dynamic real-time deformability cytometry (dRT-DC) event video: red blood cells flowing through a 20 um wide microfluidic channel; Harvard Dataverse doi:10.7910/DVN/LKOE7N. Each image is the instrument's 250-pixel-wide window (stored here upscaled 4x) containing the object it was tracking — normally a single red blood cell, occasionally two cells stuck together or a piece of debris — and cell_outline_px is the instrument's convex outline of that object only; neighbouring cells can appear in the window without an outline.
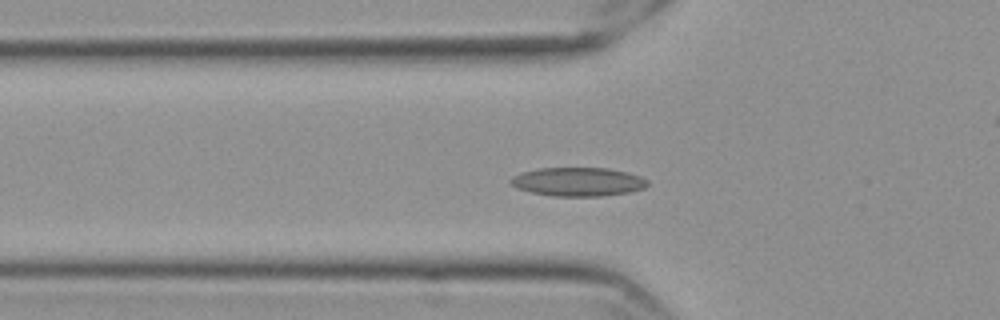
{"species": "Egyptian fruit bat (a non-hibernating species)", "species_latin": "Rousettus aegyptiacus", "temperature_condition": "cold", "stored_images_in_passage": 57, "camera_frame_rate_fps": 3000, "um_per_image_px": 0.085, "frame": {"image": 1, "passage_image": 18, "time_ms": 5.667, "image_size_px": [1000, 320], "cell_outline_px": [[648, 184], [644, 188], [628, 192], [600, 196], [552, 196], [532, 192], [516, 188], [508, 180], [512, 176], [524, 172], [540, 168], [608, 168], [628, 172], [640, 176], [648, 180]], "centroid_in_image_um": [49.13, 15.45], "position_along_channel_um": 76.7, "area_um2": 22.83}}
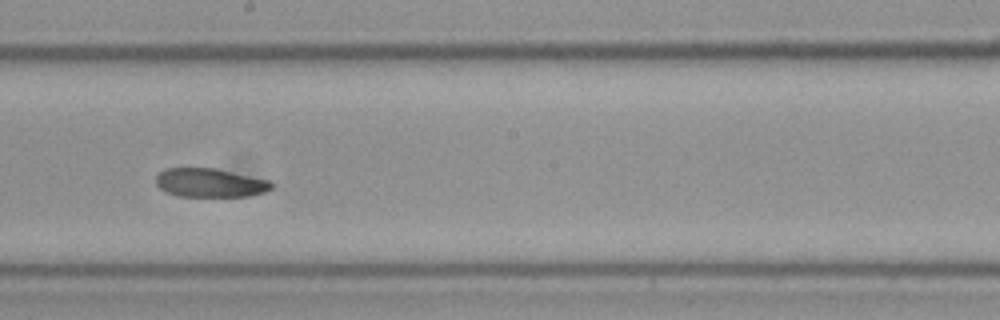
{"frame": {"image": 2, "passage_image": 31, "time_ms": 10.0, "image_size_px": [1000, 320], "cell_outline_px": [[276, 184], [272, 188], [264, 192], [248, 196], [180, 196], [168, 192], [160, 188], [156, 184], [156, 176], [164, 168], [216, 168], [268, 180]], "centroid_in_image_um": [17.86, 15.53], "position_along_channel_um": 230.3, "area_um2": 19.31}}
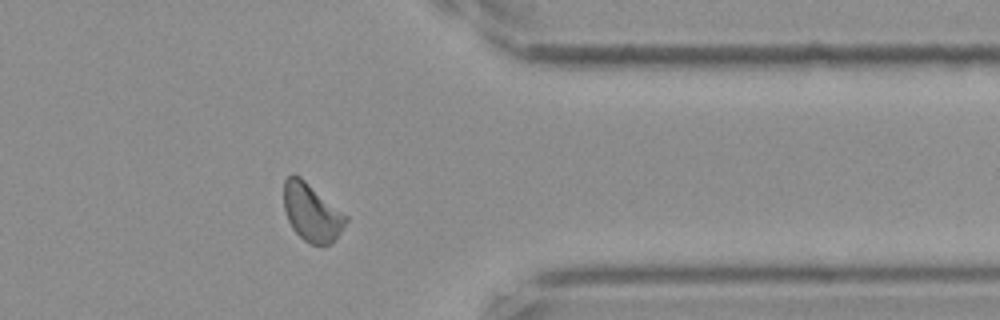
{"frame": {"image": 3, "passage_image": 45, "time_ms": 14.667, "image_size_px": [1000, 320], "cell_outline_px": [[348, 220], [332, 244], [312, 244], [304, 240], [292, 228], [288, 220], [284, 208], [284, 180], [292, 172], [300, 176], [348, 216]], "centroid_in_image_um": [26.49, 18.03], "position_along_channel_um": 384.9, "area_um2": 20.81}}